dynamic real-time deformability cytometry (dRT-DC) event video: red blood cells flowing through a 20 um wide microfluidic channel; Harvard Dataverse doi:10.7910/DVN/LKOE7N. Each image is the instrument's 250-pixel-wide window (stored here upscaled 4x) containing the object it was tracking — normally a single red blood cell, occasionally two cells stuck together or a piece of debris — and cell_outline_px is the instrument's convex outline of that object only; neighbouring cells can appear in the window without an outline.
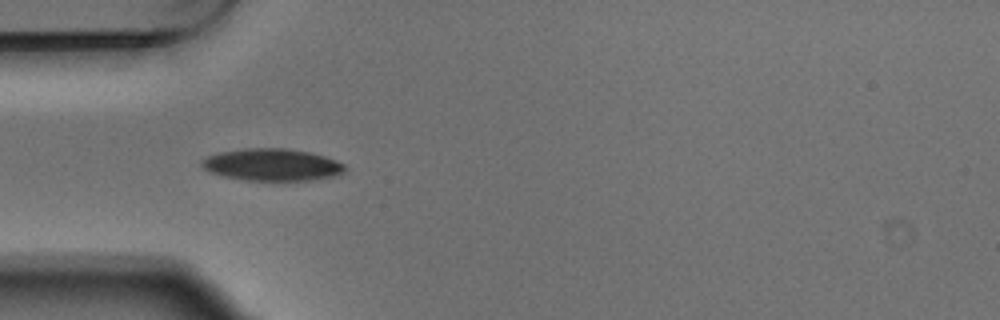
{"species": "Egyptian fruit bat (a non-hibernating species)", "species_latin": "Rousettus aegyptiacus", "temperature_condition": "warm", "stored_images_in_passage": 4, "camera_frame_rate_fps": 3000, "um_per_image_px": 0.085, "animal": {"sex": "male"}, "frame": {"image": 1, "passage_image": 4, "time_ms": 1.0, "image_size_px": [1000, 320], "cell_outline_px": [[344, 172], [332, 176], [308, 180], [248, 180], [224, 176], [212, 172], [204, 168], [200, 164], [200, 160], [208, 156], [220, 152], [244, 148], [288, 148], [312, 152], [336, 160], [344, 164]], "centroid_in_image_um": [23.12, 13.98], "position_along_channel_um": 61.9, "area_um2": 26.59}}